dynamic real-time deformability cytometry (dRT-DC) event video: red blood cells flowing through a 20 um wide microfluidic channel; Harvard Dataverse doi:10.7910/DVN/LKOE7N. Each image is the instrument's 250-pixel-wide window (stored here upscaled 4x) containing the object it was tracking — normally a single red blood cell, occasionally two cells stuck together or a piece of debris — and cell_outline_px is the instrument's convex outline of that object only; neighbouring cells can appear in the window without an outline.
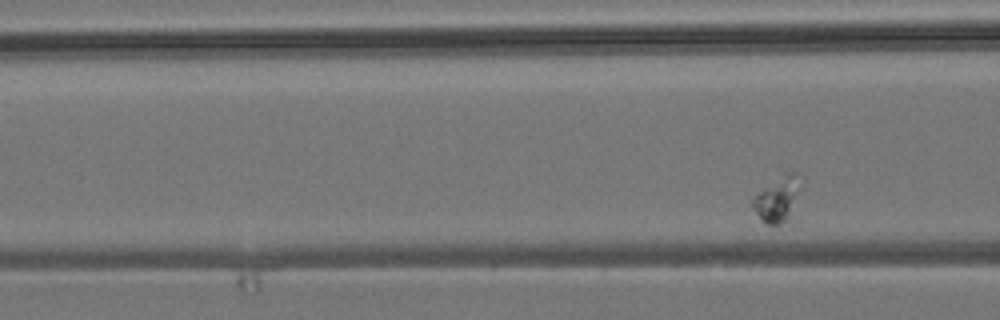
{"species": "common noctule bat (a hibernating species)", "species_latin": "Nyctalus noctula", "temperature_condition": "room temperature", "stored_images_in_passage": 5, "camera_frame_rate_fps": 3000, "um_per_image_px": 0.085, "animal": {"sex": "male", "body_mass_g": 19.2, "forearm_length_mm": 51.8}, "frame": {"image": 1, "passage_image": 5, "time_ms": 6.333, "image_size_px": [1000, 320], "cell_outline_px": [[804, 176], [788, 220], [780, 224], [764, 224], [760, 220], [752, 208], [752, 196], [784, 172], [800, 172]], "centroid_in_image_um": [66.09, 16.87], "position_along_channel_um": 100.5, "area_um2": 12.95}}